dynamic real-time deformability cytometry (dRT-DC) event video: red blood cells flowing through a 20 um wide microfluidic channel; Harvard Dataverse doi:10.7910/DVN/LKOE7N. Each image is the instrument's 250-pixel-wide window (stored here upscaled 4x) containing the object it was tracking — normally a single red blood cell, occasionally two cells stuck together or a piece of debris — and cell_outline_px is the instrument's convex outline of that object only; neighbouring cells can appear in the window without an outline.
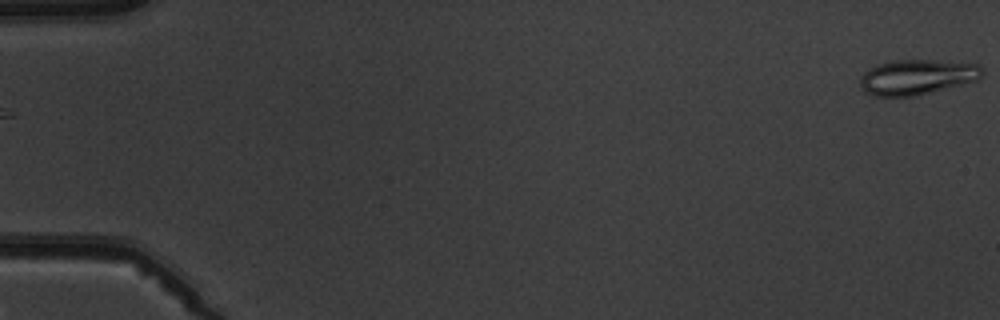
{"species": "common noctule bat (a hibernating species)", "species_latin": "Nyctalus noctula", "temperature_condition": "warm", "stored_images_in_passage": 4, "camera_frame_rate_fps": 3000, "um_per_image_px": 0.085, "animal": {"sex": "male", "body_mass_g": 19.5, "forearm_length_mm": 54.6}, "frame": {"image": 1, "passage_image": 4, "time_ms": 3.667, "image_size_px": [1000, 320], "cell_outline_px": [[984, 72], [980, 80], [916, 96], [876, 96], [864, 92], [860, 88], [860, 76], [868, 68], [876, 64], [896, 60], [932, 60], [980, 64], [984, 68]], "centroid_in_image_um": [77.97, 6.55], "position_along_channel_um": 7.0, "area_um2": 25.43}}